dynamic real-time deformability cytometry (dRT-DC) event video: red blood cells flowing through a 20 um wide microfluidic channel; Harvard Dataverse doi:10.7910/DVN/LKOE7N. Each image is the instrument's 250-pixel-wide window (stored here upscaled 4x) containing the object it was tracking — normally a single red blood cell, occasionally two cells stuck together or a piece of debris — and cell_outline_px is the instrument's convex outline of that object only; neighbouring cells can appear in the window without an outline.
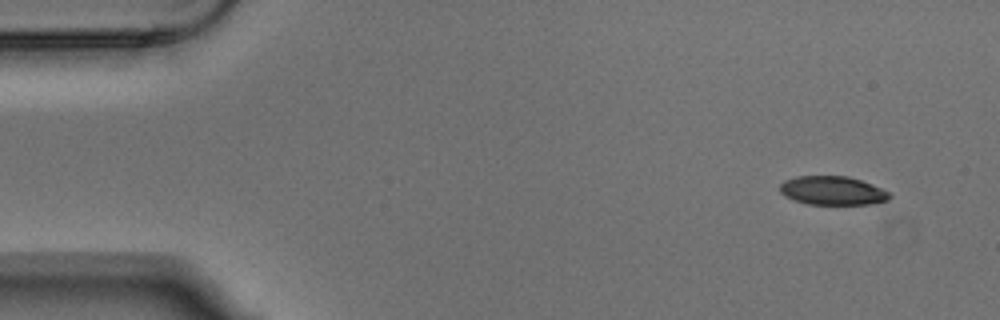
{"species": "Egyptian fruit bat (a non-hibernating species)", "species_latin": "Rousettus aegyptiacus", "temperature_condition": "warm", "stored_images_in_passage": 4, "camera_frame_rate_fps": 3000, "um_per_image_px": 0.085, "animal": {"sex": "male"}, "frame": {"image": 1, "passage_image": 1, "time_ms": 0.0, "image_size_px": [1000, 320], "cell_outline_px": [[892, 196], [888, 200], [876, 204], [808, 204], [784, 196], [780, 192], [780, 184], [784, 180], [796, 176], [848, 176], [872, 184], [888, 192]], "centroid_in_image_um": [70.77, 16.2], "position_along_channel_um": 14.2, "area_um2": 18.38}}
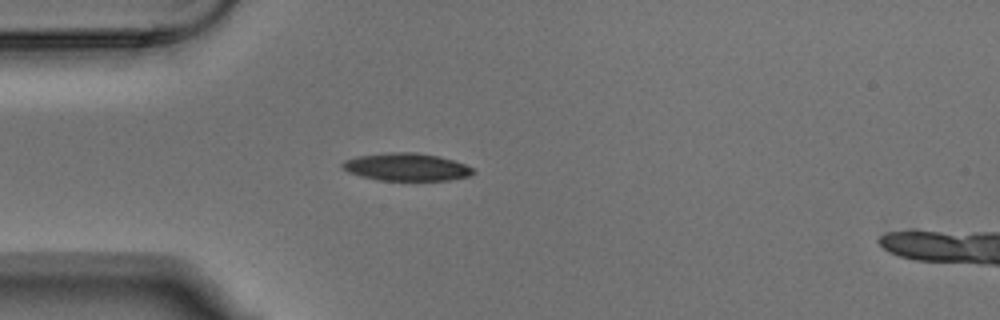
{"frame": {"image": 2, "passage_image": 4, "time_ms": 1.0, "image_size_px": [1000, 320], "cell_outline_px": [[476, 172], [468, 176], [448, 180], [380, 180], [360, 176], [348, 172], [340, 164], [344, 160], [356, 156], [388, 152], [416, 152], [440, 156], [464, 164], [472, 168]], "centroid_in_image_um": [34.52, 14.18], "position_along_channel_um": 50.5, "area_um2": 21.04}}